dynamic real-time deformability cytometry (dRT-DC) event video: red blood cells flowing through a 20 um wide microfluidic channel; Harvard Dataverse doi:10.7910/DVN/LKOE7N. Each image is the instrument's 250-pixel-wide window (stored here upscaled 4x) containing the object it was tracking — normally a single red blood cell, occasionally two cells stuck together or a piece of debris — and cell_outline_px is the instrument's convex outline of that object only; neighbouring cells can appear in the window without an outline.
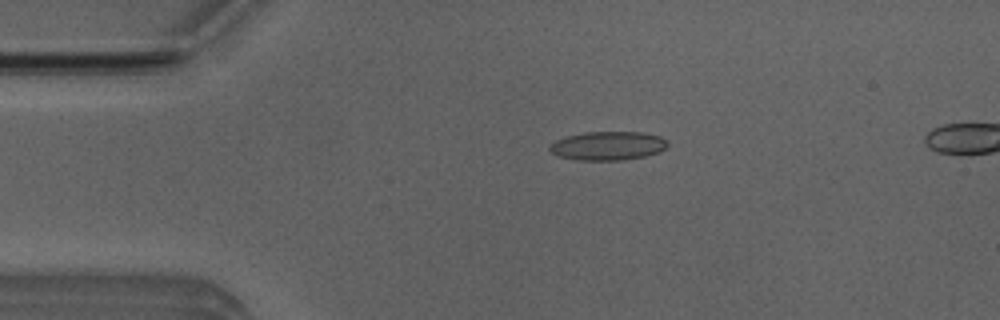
{"species": "Egyptian fruit bat (a non-hibernating species)", "species_latin": "Rousettus aegyptiacus", "temperature_condition": "room temperature", "stored_images_in_passage": 48, "camera_frame_rate_fps": 3000, "um_per_image_px": 0.085, "animal": {"sex": "male"}, "frame": {"image": 1, "passage_image": 10, "time_ms": 3.0, "image_size_px": [1000, 320], "cell_outline_px": [[668, 144], [660, 152], [644, 156], [620, 160], [576, 160], [556, 156], [548, 148], [556, 140], [568, 136], [584, 132], [644, 132], [660, 136], [668, 140]], "centroid_in_image_um": [51.68, 12.39], "position_along_channel_um": 33.3, "area_um2": 19.77}}
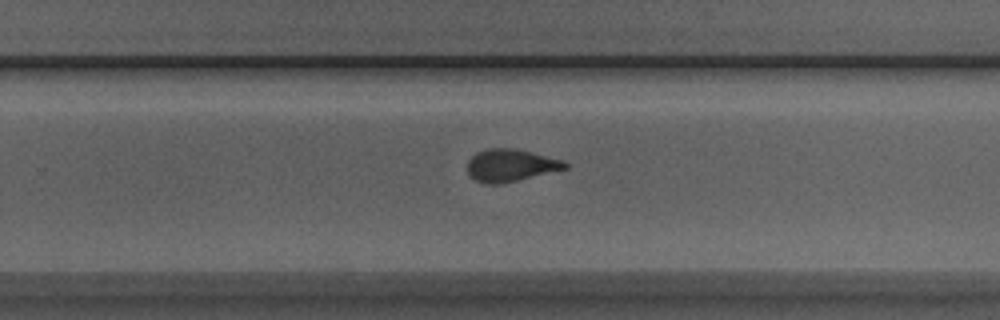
{"frame": {"image": 2, "passage_image": 32, "time_ms": 10.333, "image_size_px": [1000, 320], "cell_outline_px": [[568, 168], [500, 184], [484, 184], [476, 180], [468, 172], [468, 160], [476, 152], [488, 148], [512, 148], [564, 160], [568, 164]], "centroid_in_image_um": [43.39, 14.05], "position_along_channel_um": 286.4, "area_um2": 18.21}}
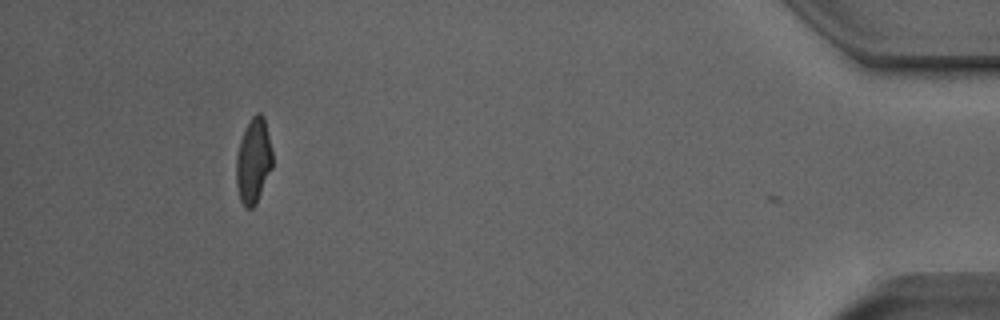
{"frame": {"image": 3, "passage_image": 47, "time_ms": 15.333, "image_size_px": [1000, 320], "cell_outline_px": [[272, 168], [256, 204], [252, 208], [244, 208], [240, 200], [236, 184], [236, 156], [240, 140], [252, 116], [256, 112], [260, 112], [264, 116], [272, 152]], "centroid_in_image_um": [21.53, 13.69], "position_along_channel_um": 413.7, "area_um2": 17.98}}